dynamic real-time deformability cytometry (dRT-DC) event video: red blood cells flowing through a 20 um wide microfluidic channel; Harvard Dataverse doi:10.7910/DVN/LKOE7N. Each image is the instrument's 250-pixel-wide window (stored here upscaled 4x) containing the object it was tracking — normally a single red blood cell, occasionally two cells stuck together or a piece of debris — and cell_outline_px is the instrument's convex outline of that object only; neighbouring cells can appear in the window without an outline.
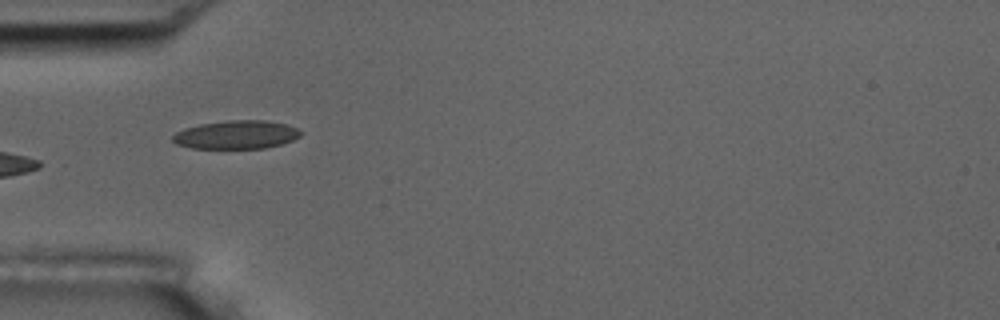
{"species": "common noctule bat (a hibernating species)", "species_latin": "Nyctalus noctula", "temperature_condition": "room temperature", "stored_images_in_passage": 9, "camera_frame_rate_fps": 3000, "um_per_image_px": 0.085, "animal": {"sex": "male", "body_mass_g": 17.5, "forearm_length_mm": 52.3}, "frame": {"image": 1, "passage_image": 6, "time_ms": 5.667, "image_size_px": [1000, 320], "cell_outline_px": [[300, 136], [292, 140], [280, 144], [264, 148], [192, 148], [176, 144], [172, 140], [172, 136], [176, 132], [184, 128], [200, 124], [228, 120], [264, 120], [288, 124], [296, 128], [300, 132]], "centroid_in_image_um": [20.06, 11.44], "position_along_channel_um": 64.9, "area_um2": 21.1}}
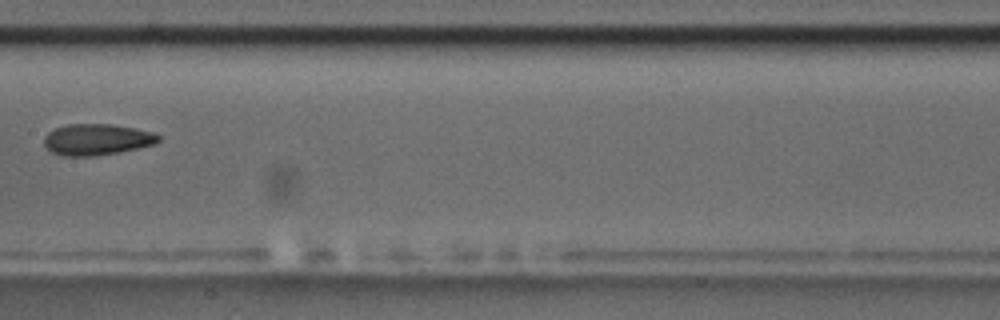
{"frame": {"image": 2, "passage_image": 9, "time_ms": 9.333, "image_size_px": [1000, 320], "cell_outline_px": [[160, 140], [152, 144], [120, 152], [92, 156], [64, 156], [52, 152], [44, 144], [44, 136], [48, 132], [56, 128], [68, 124], [112, 124], [136, 128], [152, 132], [160, 136]], "centroid_in_image_um": [8.21, 11.85], "position_along_channel_um": 199.2, "area_um2": 20.69}}